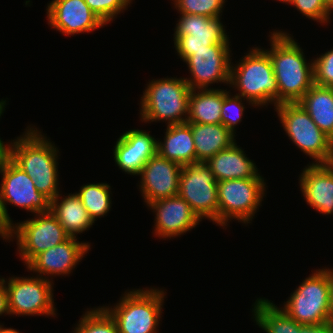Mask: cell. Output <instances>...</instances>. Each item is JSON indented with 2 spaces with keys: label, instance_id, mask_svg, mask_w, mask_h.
<instances>
[{
  "label": "cell",
  "instance_id": "3",
  "mask_svg": "<svg viewBox=\"0 0 333 333\" xmlns=\"http://www.w3.org/2000/svg\"><path fill=\"white\" fill-rule=\"evenodd\" d=\"M244 57V58H243ZM238 61L230 65L229 86L239 91L236 95L249 100L254 106L278 105V87L269 54L253 47Z\"/></svg>",
  "mask_w": 333,
  "mask_h": 333
},
{
  "label": "cell",
  "instance_id": "36",
  "mask_svg": "<svg viewBox=\"0 0 333 333\" xmlns=\"http://www.w3.org/2000/svg\"><path fill=\"white\" fill-rule=\"evenodd\" d=\"M13 224L14 223L6 217L0 198V237H2L3 240H12Z\"/></svg>",
  "mask_w": 333,
  "mask_h": 333
},
{
  "label": "cell",
  "instance_id": "26",
  "mask_svg": "<svg viewBox=\"0 0 333 333\" xmlns=\"http://www.w3.org/2000/svg\"><path fill=\"white\" fill-rule=\"evenodd\" d=\"M253 306L254 321L266 333H299L301 331L303 325L270 300L258 298Z\"/></svg>",
  "mask_w": 333,
  "mask_h": 333
},
{
  "label": "cell",
  "instance_id": "4",
  "mask_svg": "<svg viewBox=\"0 0 333 333\" xmlns=\"http://www.w3.org/2000/svg\"><path fill=\"white\" fill-rule=\"evenodd\" d=\"M141 97L140 117L146 123H186L191 89L184 78H162L148 82Z\"/></svg>",
  "mask_w": 333,
  "mask_h": 333
},
{
  "label": "cell",
  "instance_id": "38",
  "mask_svg": "<svg viewBox=\"0 0 333 333\" xmlns=\"http://www.w3.org/2000/svg\"><path fill=\"white\" fill-rule=\"evenodd\" d=\"M3 314L10 315V311L7 287L3 279L0 278V316H2Z\"/></svg>",
  "mask_w": 333,
  "mask_h": 333
},
{
  "label": "cell",
  "instance_id": "35",
  "mask_svg": "<svg viewBox=\"0 0 333 333\" xmlns=\"http://www.w3.org/2000/svg\"><path fill=\"white\" fill-rule=\"evenodd\" d=\"M174 47L180 59L185 62L195 50L208 49L214 43L208 37L194 35L174 36Z\"/></svg>",
  "mask_w": 333,
  "mask_h": 333
},
{
  "label": "cell",
  "instance_id": "28",
  "mask_svg": "<svg viewBox=\"0 0 333 333\" xmlns=\"http://www.w3.org/2000/svg\"><path fill=\"white\" fill-rule=\"evenodd\" d=\"M110 188L105 182L90 183L81 186L79 192H76L94 223L97 218L103 217L111 209Z\"/></svg>",
  "mask_w": 333,
  "mask_h": 333
},
{
  "label": "cell",
  "instance_id": "21",
  "mask_svg": "<svg viewBox=\"0 0 333 333\" xmlns=\"http://www.w3.org/2000/svg\"><path fill=\"white\" fill-rule=\"evenodd\" d=\"M164 142L157 141V153L181 166L196 163L195 144L190 125H167Z\"/></svg>",
  "mask_w": 333,
  "mask_h": 333
},
{
  "label": "cell",
  "instance_id": "6",
  "mask_svg": "<svg viewBox=\"0 0 333 333\" xmlns=\"http://www.w3.org/2000/svg\"><path fill=\"white\" fill-rule=\"evenodd\" d=\"M296 322L314 326L330 321V269H318L291 293L282 308Z\"/></svg>",
  "mask_w": 333,
  "mask_h": 333
},
{
  "label": "cell",
  "instance_id": "16",
  "mask_svg": "<svg viewBox=\"0 0 333 333\" xmlns=\"http://www.w3.org/2000/svg\"><path fill=\"white\" fill-rule=\"evenodd\" d=\"M147 206L155 212L154 234L159 238L180 236L195 228L201 221L179 195L153 201Z\"/></svg>",
  "mask_w": 333,
  "mask_h": 333
},
{
  "label": "cell",
  "instance_id": "14",
  "mask_svg": "<svg viewBox=\"0 0 333 333\" xmlns=\"http://www.w3.org/2000/svg\"><path fill=\"white\" fill-rule=\"evenodd\" d=\"M182 166L158 153L152 156L140 172L139 189L146 205L178 195Z\"/></svg>",
  "mask_w": 333,
  "mask_h": 333
},
{
  "label": "cell",
  "instance_id": "43",
  "mask_svg": "<svg viewBox=\"0 0 333 333\" xmlns=\"http://www.w3.org/2000/svg\"><path fill=\"white\" fill-rule=\"evenodd\" d=\"M278 1L288 4L291 0H278Z\"/></svg>",
  "mask_w": 333,
  "mask_h": 333
},
{
  "label": "cell",
  "instance_id": "7",
  "mask_svg": "<svg viewBox=\"0 0 333 333\" xmlns=\"http://www.w3.org/2000/svg\"><path fill=\"white\" fill-rule=\"evenodd\" d=\"M275 111L289 139L314 160L313 164L333 163L332 139L298 102L278 104Z\"/></svg>",
  "mask_w": 333,
  "mask_h": 333
},
{
  "label": "cell",
  "instance_id": "32",
  "mask_svg": "<svg viewBox=\"0 0 333 333\" xmlns=\"http://www.w3.org/2000/svg\"><path fill=\"white\" fill-rule=\"evenodd\" d=\"M90 9L107 25L126 9L132 0H84Z\"/></svg>",
  "mask_w": 333,
  "mask_h": 333
},
{
  "label": "cell",
  "instance_id": "12",
  "mask_svg": "<svg viewBox=\"0 0 333 333\" xmlns=\"http://www.w3.org/2000/svg\"><path fill=\"white\" fill-rule=\"evenodd\" d=\"M17 240L19 257L26 266L40 253L70 236L52 212L35 214L34 218L13 224L12 239Z\"/></svg>",
  "mask_w": 333,
  "mask_h": 333
},
{
  "label": "cell",
  "instance_id": "10",
  "mask_svg": "<svg viewBox=\"0 0 333 333\" xmlns=\"http://www.w3.org/2000/svg\"><path fill=\"white\" fill-rule=\"evenodd\" d=\"M178 195L201 221L205 218L218 224L217 181L205 162L182 166Z\"/></svg>",
  "mask_w": 333,
  "mask_h": 333
},
{
  "label": "cell",
  "instance_id": "37",
  "mask_svg": "<svg viewBox=\"0 0 333 333\" xmlns=\"http://www.w3.org/2000/svg\"><path fill=\"white\" fill-rule=\"evenodd\" d=\"M299 333H333V323L329 321L314 326L303 325Z\"/></svg>",
  "mask_w": 333,
  "mask_h": 333
},
{
  "label": "cell",
  "instance_id": "5",
  "mask_svg": "<svg viewBox=\"0 0 333 333\" xmlns=\"http://www.w3.org/2000/svg\"><path fill=\"white\" fill-rule=\"evenodd\" d=\"M165 290L153 288L125 292L118 303L103 306L115 320L119 333H158Z\"/></svg>",
  "mask_w": 333,
  "mask_h": 333
},
{
  "label": "cell",
  "instance_id": "15",
  "mask_svg": "<svg viewBox=\"0 0 333 333\" xmlns=\"http://www.w3.org/2000/svg\"><path fill=\"white\" fill-rule=\"evenodd\" d=\"M46 10L48 25L63 35L90 33L106 25L84 0H52Z\"/></svg>",
  "mask_w": 333,
  "mask_h": 333
},
{
  "label": "cell",
  "instance_id": "31",
  "mask_svg": "<svg viewBox=\"0 0 333 333\" xmlns=\"http://www.w3.org/2000/svg\"><path fill=\"white\" fill-rule=\"evenodd\" d=\"M246 100L249 105L254 106L249 100L238 95H232L231 92L223 89V106L221 108V124L224 125L234 136H236L235 126L242 121L245 111V105L242 103Z\"/></svg>",
  "mask_w": 333,
  "mask_h": 333
},
{
  "label": "cell",
  "instance_id": "20",
  "mask_svg": "<svg viewBox=\"0 0 333 333\" xmlns=\"http://www.w3.org/2000/svg\"><path fill=\"white\" fill-rule=\"evenodd\" d=\"M243 150L235 142L205 162L217 182L231 179L263 178L260 176L254 161L246 157Z\"/></svg>",
  "mask_w": 333,
  "mask_h": 333
},
{
  "label": "cell",
  "instance_id": "9",
  "mask_svg": "<svg viewBox=\"0 0 333 333\" xmlns=\"http://www.w3.org/2000/svg\"><path fill=\"white\" fill-rule=\"evenodd\" d=\"M0 198L6 217L13 223L7 204L24 208L32 214L50 212L51 200L39 192L34 181L3 151L0 153Z\"/></svg>",
  "mask_w": 333,
  "mask_h": 333
},
{
  "label": "cell",
  "instance_id": "33",
  "mask_svg": "<svg viewBox=\"0 0 333 333\" xmlns=\"http://www.w3.org/2000/svg\"><path fill=\"white\" fill-rule=\"evenodd\" d=\"M314 84L333 88V49L313 58Z\"/></svg>",
  "mask_w": 333,
  "mask_h": 333
},
{
  "label": "cell",
  "instance_id": "27",
  "mask_svg": "<svg viewBox=\"0 0 333 333\" xmlns=\"http://www.w3.org/2000/svg\"><path fill=\"white\" fill-rule=\"evenodd\" d=\"M174 36L194 35L208 37L215 43H230L221 18H210L194 14H180Z\"/></svg>",
  "mask_w": 333,
  "mask_h": 333
},
{
  "label": "cell",
  "instance_id": "24",
  "mask_svg": "<svg viewBox=\"0 0 333 333\" xmlns=\"http://www.w3.org/2000/svg\"><path fill=\"white\" fill-rule=\"evenodd\" d=\"M223 89H193L189 96L187 123L221 124Z\"/></svg>",
  "mask_w": 333,
  "mask_h": 333
},
{
  "label": "cell",
  "instance_id": "8",
  "mask_svg": "<svg viewBox=\"0 0 333 333\" xmlns=\"http://www.w3.org/2000/svg\"><path fill=\"white\" fill-rule=\"evenodd\" d=\"M264 178L231 179L217 182L218 226L224 229L229 220L251 223L261 206L266 189Z\"/></svg>",
  "mask_w": 333,
  "mask_h": 333
},
{
  "label": "cell",
  "instance_id": "13",
  "mask_svg": "<svg viewBox=\"0 0 333 333\" xmlns=\"http://www.w3.org/2000/svg\"><path fill=\"white\" fill-rule=\"evenodd\" d=\"M229 43H215L208 49L195 50L185 63L191 74L184 80L190 89H209L210 84H229L231 55Z\"/></svg>",
  "mask_w": 333,
  "mask_h": 333
},
{
  "label": "cell",
  "instance_id": "41",
  "mask_svg": "<svg viewBox=\"0 0 333 333\" xmlns=\"http://www.w3.org/2000/svg\"><path fill=\"white\" fill-rule=\"evenodd\" d=\"M0 333H20V331L13 328H4L3 325L0 326Z\"/></svg>",
  "mask_w": 333,
  "mask_h": 333
},
{
  "label": "cell",
  "instance_id": "18",
  "mask_svg": "<svg viewBox=\"0 0 333 333\" xmlns=\"http://www.w3.org/2000/svg\"><path fill=\"white\" fill-rule=\"evenodd\" d=\"M157 153V140L145 130L132 129L117 139L113 156L117 166L130 175L140 174L145 163Z\"/></svg>",
  "mask_w": 333,
  "mask_h": 333
},
{
  "label": "cell",
  "instance_id": "23",
  "mask_svg": "<svg viewBox=\"0 0 333 333\" xmlns=\"http://www.w3.org/2000/svg\"><path fill=\"white\" fill-rule=\"evenodd\" d=\"M188 124L193 134L196 163L206 162L236 142L235 136L222 124Z\"/></svg>",
  "mask_w": 333,
  "mask_h": 333
},
{
  "label": "cell",
  "instance_id": "34",
  "mask_svg": "<svg viewBox=\"0 0 333 333\" xmlns=\"http://www.w3.org/2000/svg\"><path fill=\"white\" fill-rule=\"evenodd\" d=\"M289 4L295 6V9L308 19L322 25L330 22L331 12L324 6L322 0H291L287 5Z\"/></svg>",
  "mask_w": 333,
  "mask_h": 333
},
{
  "label": "cell",
  "instance_id": "2",
  "mask_svg": "<svg viewBox=\"0 0 333 333\" xmlns=\"http://www.w3.org/2000/svg\"><path fill=\"white\" fill-rule=\"evenodd\" d=\"M269 54L278 87V104L296 103L314 85L313 59L308 63L303 49L283 31L269 32Z\"/></svg>",
  "mask_w": 333,
  "mask_h": 333
},
{
  "label": "cell",
  "instance_id": "42",
  "mask_svg": "<svg viewBox=\"0 0 333 333\" xmlns=\"http://www.w3.org/2000/svg\"><path fill=\"white\" fill-rule=\"evenodd\" d=\"M324 6L332 13L333 11V0H322Z\"/></svg>",
  "mask_w": 333,
  "mask_h": 333
},
{
  "label": "cell",
  "instance_id": "22",
  "mask_svg": "<svg viewBox=\"0 0 333 333\" xmlns=\"http://www.w3.org/2000/svg\"><path fill=\"white\" fill-rule=\"evenodd\" d=\"M61 195L59 193L51 200L50 211L70 237H77V234L89 230L94 222L76 193L64 198Z\"/></svg>",
  "mask_w": 333,
  "mask_h": 333
},
{
  "label": "cell",
  "instance_id": "1",
  "mask_svg": "<svg viewBox=\"0 0 333 333\" xmlns=\"http://www.w3.org/2000/svg\"><path fill=\"white\" fill-rule=\"evenodd\" d=\"M34 181L36 189L54 199L59 193L58 148L37 128L27 127L17 139L2 150ZM59 188V189H58Z\"/></svg>",
  "mask_w": 333,
  "mask_h": 333
},
{
  "label": "cell",
  "instance_id": "19",
  "mask_svg": "<svg viewBox=\"0 0 333 333\" xmlns=\"http://www.w3.org/2000/svg\"><path fill=\"white\" fill-rule=\"evenodd\" d=\"M307 204L324 215L333 213V163L307 164L299 177Z\"/></svg>",
  "mask_w": 333,
  "mask_h": 333
},
{
  "label": "cell",
  "instance_id": "39",
  "mask_svg": "<svg viewBox=\"0 0 333 333\" xmlns=\"http://www.w3.org/2000/svg\"><path fill=\"white\" fill-rule=\"evenodd\" d=\"M331 309L330 322L333 323V269H330Z\"/></svg>",
  "mask_w": 333,
  "mask_h": 333
},
{
  "label": "cell",
  "instance_id": "11",
  "mask_svg": "<svg viewBox=\"0 0 333 333\" xmlns=\"http://www.w3.org/2000/svg\"><path fill=\"white\" fill-rule=\"evenodd\" d=\"M8 292L10 315L55 317L53 280L43 277L2 278Z\"/></svg>",
  "mask_w": 333,
  "mask_h": 333
},
{
  "label": "cell",
  "instance_id": "29",
  "mask_svg": "<svg viewBox=\"0 0 333 333\" xmlns=\"http://www.w3.org/2000/svg\"><path fill=\"white\" fill-rule=\"evenodd\" d=\"M78 322L73 333H119L115 320L103 306L85 311Z\"/></svg>",
  "mask_w": 333,
  "mask_h": 333
},
{
  "label": "cell",
  "instance_id": "17",
  "mask_svg": "<svg viewBox=\"0 0 333 333\" xmlns=\"http://www.w3.org/2000/svg\"><path fill=\"white\" fill-rule=\"evenodd\" d=\"M90 247L89 242L83 243L77 241V237H69L64 242L38 254L26 267L44 279H49V275L52 277L68 275L85 257Z\"/></svg>",
  "mask_w": 333,
  "mask_h": 333
},
{
  "label": "cell",
  "instance_id": "30",
  "mask_svg": "<svg viewBox=\"0 0 333 333\" xmlns=\"http://www.w3.org/2000/svg\"><path fill=\"white\" fill-rule=\"evenodd\" d=\"M180 14H196L210 18H220L227 0H172ZM222 12V13H221ZM221 14V15H220Z\"/></svg>",
  "mask_w": 333,
  "mask_h": 333
},
{
  "label": "cell",
  "instance_id": "40",
  "mask_svg": "<svg viewBox=\"0 0 333 333\" xmlns=\"http://www.w3.org/2000/svg\"><path fill=\"white\" fill-rule=\"evenodd\" d=\"M5 105H6V100H1L0 101V118H1V115L3 113V111H5ZM3 150V141L1 140L0 138V153L2 152Z\"/></svg>",
  "mask_w": 333,
  "mask_h": 333
},
{
  "label": "cell",
  "instance_id": "25",
  "mask_svg": "<svg viewBox=\"0 0 333 333\" xmlns=\"http://www.w3.org/2000/svg\"><path fill=\"white\" fill-rule=\"evenodd\" d=\"M298 103L317 127L333 139V88L314 84Z\"/></svg>",
  "mask_w": 333,
  "mask_h": 333
}]
</instances>
